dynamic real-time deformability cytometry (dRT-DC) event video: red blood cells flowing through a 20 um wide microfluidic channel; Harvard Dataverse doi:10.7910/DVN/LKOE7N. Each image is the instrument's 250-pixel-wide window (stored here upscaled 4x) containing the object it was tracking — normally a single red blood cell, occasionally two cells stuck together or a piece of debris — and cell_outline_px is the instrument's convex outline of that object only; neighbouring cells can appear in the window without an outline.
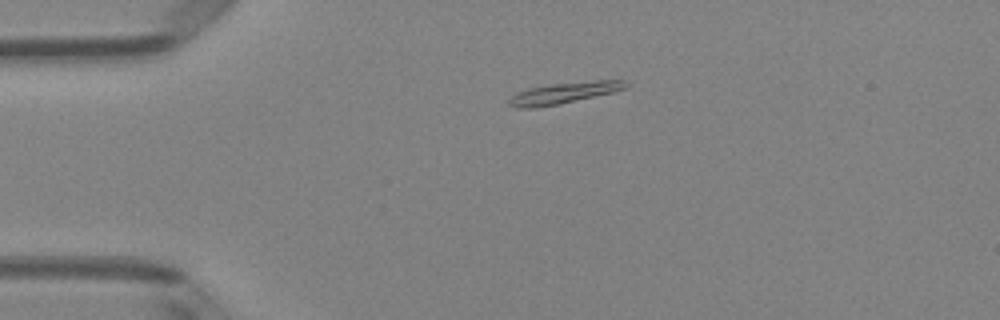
{"species": "Egyptian fruit bat (a non-hibernating species)", "species_latin": "Rousettus aegyptiacus", "temperature_condition": "room temperature", "stored_images_in_passage": 4, "camera_frame_rate_fps": 3000, "um_per_image_px": 0.085, "animal": {"sex": "female"}, "frame": {"image": 1, "passage_image": 3, "time_ms": 0.667, "image_size_px": [1000, 320], "cell_outline_px": [[628, 84], [624, 88], [612, 92], [560, 104], [532, 108], [516, 108], [508, 104], [508, 100], [512, 96], [528, 88], [552, 84], [596, 80], [624, 80]], "centroid_in_image_um": [47.9, 7.9], "position_along_channel_um": 37.1, "area_um2": 14.16}}